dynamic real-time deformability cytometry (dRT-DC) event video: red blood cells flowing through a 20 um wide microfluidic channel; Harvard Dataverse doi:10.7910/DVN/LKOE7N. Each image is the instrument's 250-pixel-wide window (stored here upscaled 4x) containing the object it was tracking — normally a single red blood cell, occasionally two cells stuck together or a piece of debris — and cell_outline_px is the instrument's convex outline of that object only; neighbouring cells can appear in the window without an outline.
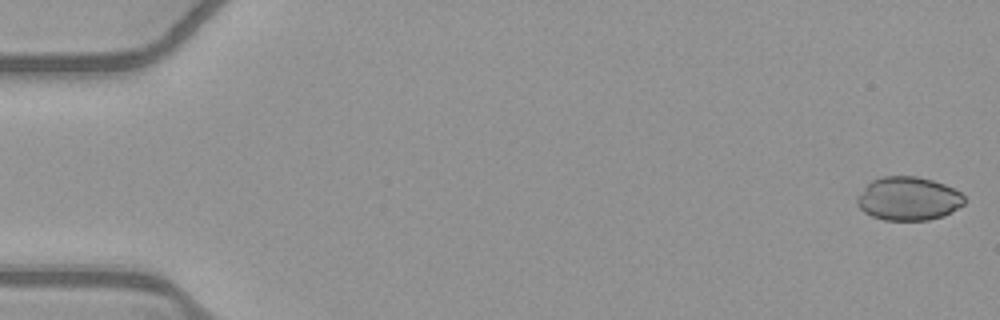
{"species": "common noctule bat (a hibernating species)", "species_latin": "Nyctalus noctula", "temperature_condition": "warm", "stored_images_in_passage": 52, "camera_frame_rate_fps": 3000, "um_per_image_px": 0.085, "animal": {"sex": "female", "body_mass_g": 21.9}, "frame": {"image": 1, "passage_image": 1, "time_ms": 0.0, "image_size_px": [1000, 320], "cell_outline_px": [[964, 204], [944, 216], [928, 220], [884, 220], [872, 216], [864, 212], [856, 204], [856, 200], [864, 188], [872, 180], [884, 176], [916, 176], [932, 180], [944, 184], [960, 192], [964, 196]], "centroid_in_image_um": [77.21, 16.89], "position_along_channel_um": 7.8, "area_um2": 27.11}}
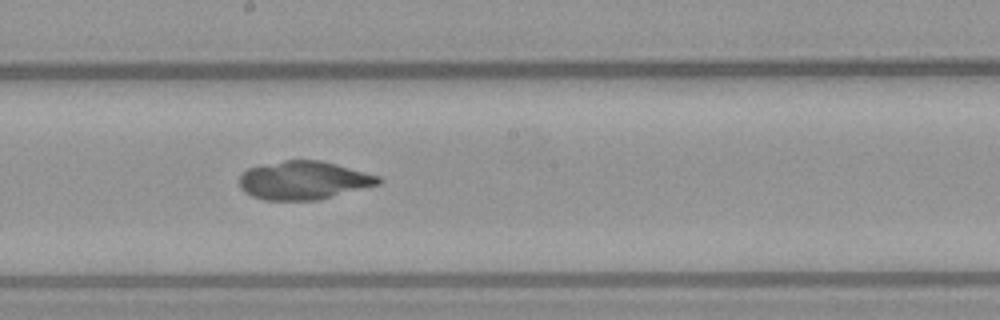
{"frame": {"image": 2, "passage_image": 29, "time_ms": 9.333, "image_size_px": [1000, 320], "cell_outline_px": [[384, 180], [380, 184], [320, 200], [264, 200], [252, 196], [244, 192], [240, 188], [240, 176], [248, 168], [264, 164], [284, 160], [320, 160], [336, 164], [380, 176]], "centroid_in_image_um": [25.83, 15.33], "position_along_channel_um": 222.4, "area_um2": 31.21}}
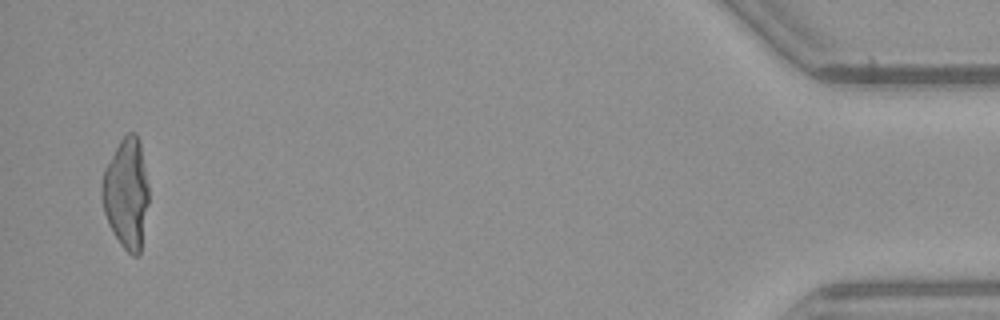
{"frame": {"image": 3, "passage_image": 51, "time_ms": 16.667, "image_size_px": [1000, 320], "cell_outline_px": [[148, 204], [140, 256], [132, 256], [120, 244], [112, 232], [108, 224], [104, 212], [100, 196], [100, 188], [104, 168], [120, 140], [128, 132], [136, 132], [140, 144], [148, 188]], "centroid_in_image_um": [10.71, 16.47], "position_along_channel_um": 424.5, "area_um2": 30.29}}